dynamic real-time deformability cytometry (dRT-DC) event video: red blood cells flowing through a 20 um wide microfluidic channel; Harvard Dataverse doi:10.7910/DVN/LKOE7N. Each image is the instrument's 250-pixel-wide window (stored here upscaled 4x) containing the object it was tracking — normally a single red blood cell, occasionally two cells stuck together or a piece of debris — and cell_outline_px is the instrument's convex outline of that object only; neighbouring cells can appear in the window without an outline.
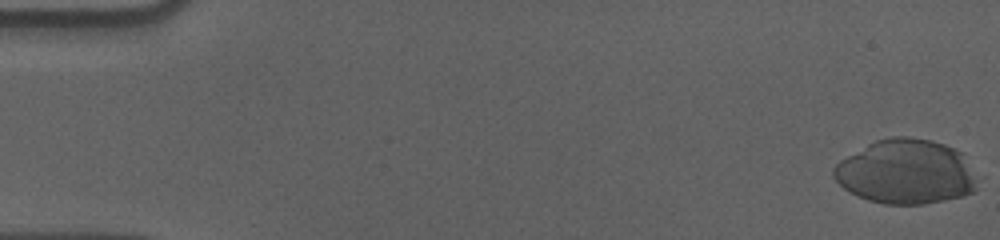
{"species": "human", "species_latin": "Homo sapiens", "temperature_condition": "cold", "stored_images_in_passage": 57, "camera_frame_rate_fps": 3000, "um_per_image_px": 0.085, "donor": {"sex": "male"}, "frame": {"image": 1, "passage_image": 1, "time_ms": 0.0, "image_size_px": [1000, 240], "cell_outline_px": [[976, 192], [964, 196], [924, 204], [884, 204], [868, 200], [856, 196], [848, 192], [832, 176], [832, 168], [840, 160], [868, 144], [876, 140], [892, 136], [908, 136], [932, 140], [944, 144], [964, 152], [976, 180]], "centroid_in_image_um": [77.01, 14.6], "position_along_channel_um": 8.0, "area_um2": 54.45}}
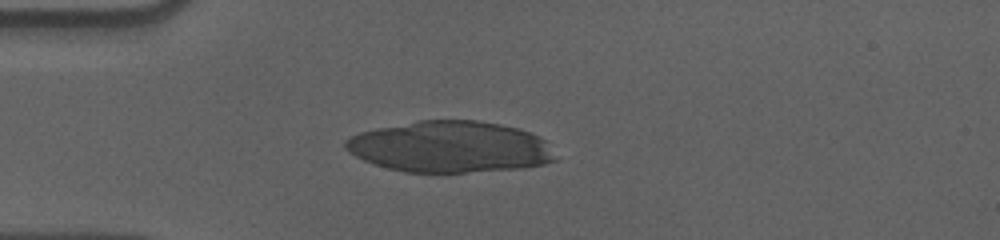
{"frame": {"image": 2, "passage_image": 16, "time_ms": 5.0, "image_size_px": [1000, 240], "cell_outline_px": [[556, 160], [544, 164], [524, 168], [464, 172], [404, 172], [388, 168], [364, 160], [348, 152], [344, 148], [344, 140], [360, 132], [376, 128], [420, 120], [480, 120], [500, 124], [516, 128], [528, 132], [544, 140]], "centroid_in_image_um": [38.21, 12.48], "position_along_channel_um": 46.8, "area_um2": 62.37}}